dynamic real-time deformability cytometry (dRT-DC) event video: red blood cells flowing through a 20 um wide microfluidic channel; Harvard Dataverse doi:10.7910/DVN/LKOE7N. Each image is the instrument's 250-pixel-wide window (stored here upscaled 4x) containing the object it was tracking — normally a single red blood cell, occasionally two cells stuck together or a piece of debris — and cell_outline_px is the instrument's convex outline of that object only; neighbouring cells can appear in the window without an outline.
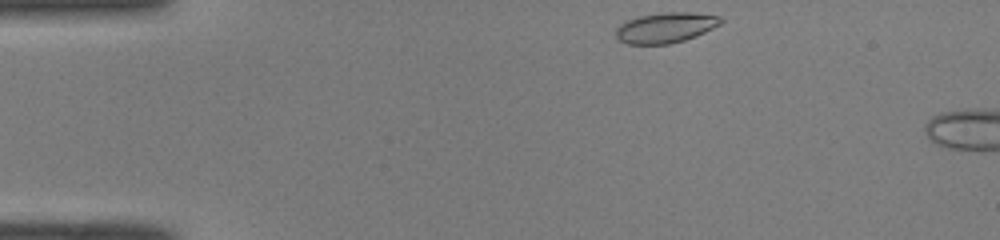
{"species": "common noctule bat (a hibernating species)", "species_latin": "Nyctalus noctula", "temperature_condition": "room temperature", "stored_images_in_passage": 44, "camera_frame_rate_fps": 3000, "um_per_image_px": 0.085, "animal": {"sex": "male", "body_mass_g": 19.0, "forearm_length_mm": 50.8}, "frame": {"image": 1, "passage_image": 1, "time_ms": 0.0, "image_size_px": [1000, 240], "cell_outline_px": [[724, 20], [720, 24], [696, 36], [684, 40], [668, 44], [628, 44], [620, 40], [616, 36], [616, 28], [624, 20], [640, 16], [664, 12], [688, 12], [720, 16]], "centroid_in_image_um": [56.56, 2.34], "position_along_channel_um": 28.4, "area_um2": 18.5}}
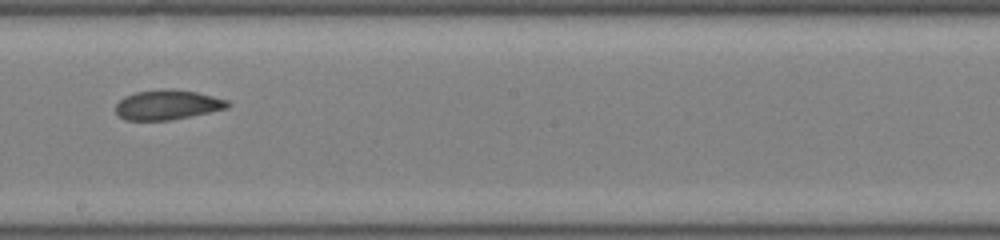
{"frame": {"image": 2, "passage_image": 23, "time_ms": 7.333, "image_size_px": [1000, 240], "cell_outline_px": [[232, 104], [228, 108], [168, 120], [124, 120], [116, 112], [116, 104], [124, 96], [136, 92], [196, 92], [228, 100]], "centroid_in_image_um": [14.23, 8.96], "position_along_channel_um": 234.0, "area_um2": 18.38}}
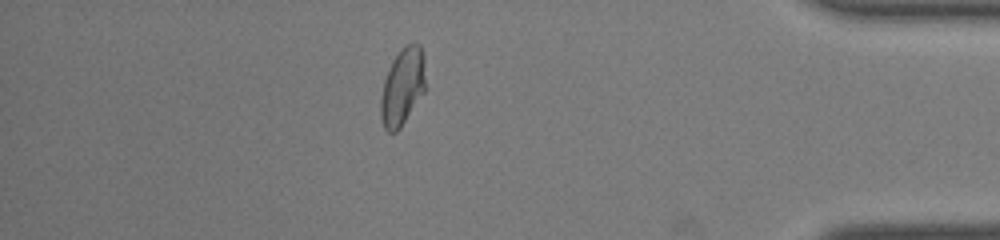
{"frame": {"image": 3, "passage_image": 38, "time_ms": 12.333, "image_size_px": [1000, 240], "cell_outline_px": [[424, 92], [400, 128], [396, 132], [388, 132], [384, 128], [380, 116], [380, 100], [384, 80], [392, 60], [408, 44], [420, 44], [424, 56]], "centroid_in_image_um": [34.19, 7.41], "position_along_channel_um": 401.0, "area_um2": 19.83}, "authors_computed_cell_mechanics": {"area_um2": 19.5942, "velocity_mm_per_s": 3.9873, "shape_relaxation_time_tau1_ms": null, "shape_relaxation_time_tau2_ms": 4.5183, "deformation_change_tau1": null, "deformation_change_tau2": 0.0977}}